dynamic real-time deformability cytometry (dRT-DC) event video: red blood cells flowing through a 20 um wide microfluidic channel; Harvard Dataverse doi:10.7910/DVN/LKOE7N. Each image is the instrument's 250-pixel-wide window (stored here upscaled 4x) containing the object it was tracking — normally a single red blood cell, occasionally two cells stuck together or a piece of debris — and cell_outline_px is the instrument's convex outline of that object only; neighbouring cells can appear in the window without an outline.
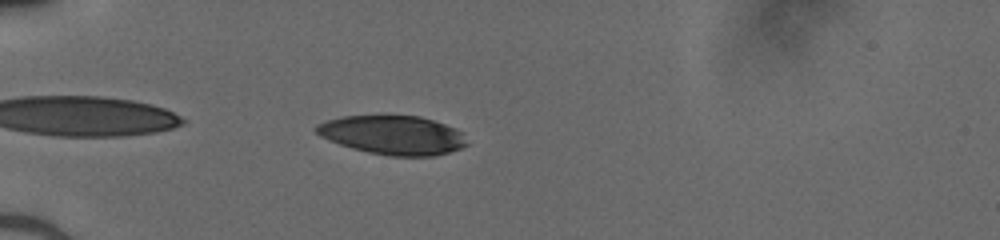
{"species": "human", "species_latin": "Homo sapiens", "temperature_condition": "cold", "stored_images_in_passage": 38, "camera_frame_rate_fps": 3000, "um_per_image_px": 0.085, "donor": {"sex": "male"}, "frame": {"image": 1, "passage_image": 3, "time_ms": 0.667, "image_size_px": [1000, 240], "cell_outline_px": [[468, 144], [460, 148], [448, 152], [432, 156], [392, 156], [368, 152], [352, 148], [340, 144], [320, 136], [316, 132], [316, 124], [324, 120], [340, 116], [420, 116], [456, 128], [464, 132]], "centroid_in_image_um": [33.4, 11.47], "position_along_channel_um": 51.6, "area_um2": 34.16}}
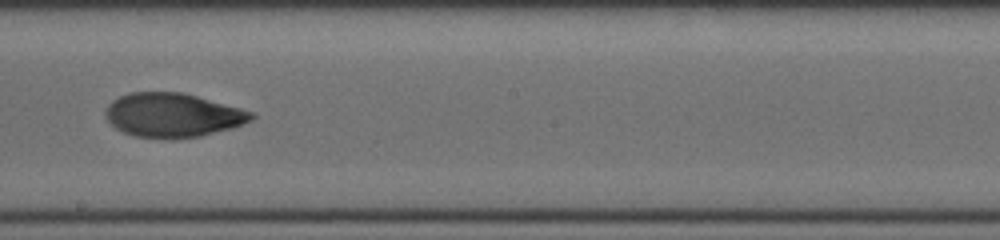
{"frame": {"image": 2, "passage_image": 18, "time_ms": 5.667, "image_size_px": [1000, 240], "cell_outline_px": [[256, 116], [252, 120], [232, 128], [200, 136], [172, 140], [136, 136], [124, 132], [116, 128], [108, 120], [104, 112], [108, 104], [112, 100], [128, 92], [180, 92], [196, 96], [240, 108], [252, 112]], "centroid_in_image_um": [14.66, 9.79], "position_along_channel_um": 233.5, "area_um2": 37.45}}
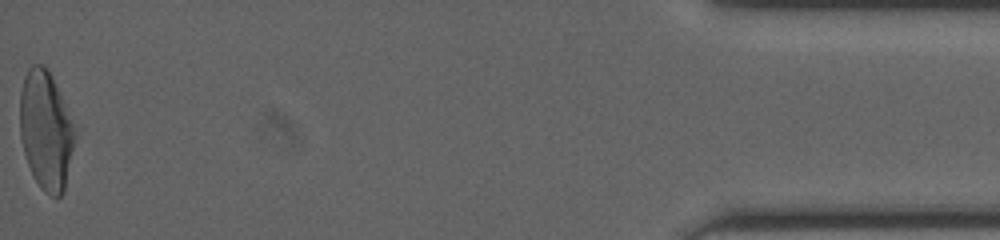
{"frame": {"image": 3, "passage_image": 38, "time_ms": 12.333, "image_size_px": [1000, 240], "cell_outline_px": [[76, 136], [64, 192], [60, 196], [52, 196], [44, 192], [40, 188], [32, 176], [24, 152], [20, 136], [20, 92], [24, 76], [28, 68], [32, 64], [44, 64], [48, 68], [72, 124]], "centroid_in_image_um": [3.87, 11.1], "position_along_channel_um": 431.3, "area_um2": 37.74}}